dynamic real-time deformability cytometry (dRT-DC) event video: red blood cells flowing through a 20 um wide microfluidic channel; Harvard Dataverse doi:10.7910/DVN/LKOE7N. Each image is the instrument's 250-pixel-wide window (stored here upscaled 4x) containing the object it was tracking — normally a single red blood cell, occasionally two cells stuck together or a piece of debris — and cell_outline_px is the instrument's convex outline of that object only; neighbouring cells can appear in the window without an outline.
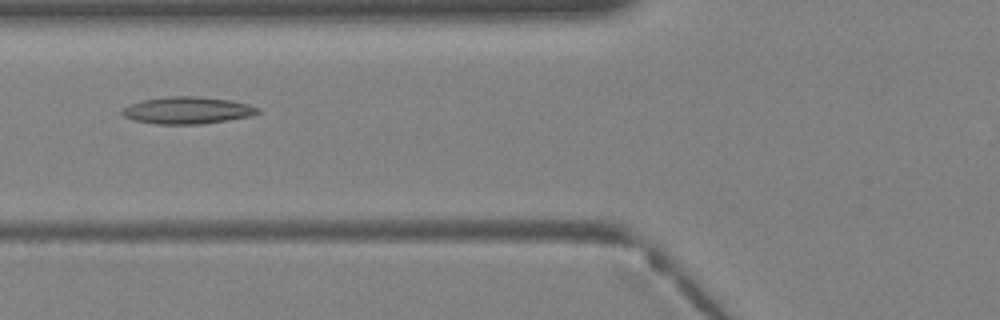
{"species": "Egyptian fruit bat (a non-hibernating species)", "species_latin": "Rousettus aegyptiacus", "temperature_condition": "warm", "stored_images_in_passage": 37, "camera_frame_rate_fps": 3000, "um_per_image_px": 0.085, "animal": {"sex": "female"}, "frame": {"image": 1, "passage_image": 13, "time_ms": 4.0, "image_size_px": [1000, 320], "cell_outline_px": [[260, 112], [248, 116], [228, 120], [200, 124], [156, 124], [136, 120], [124, 116], [120, 112], [120, 108], [140, 100], [168, 96], [196, 96], [228, 100], [248, 104], [260, 108]], "centroid_in_image_um": [15.88, 9.37], "position_along_channel_um": 109.9, "area_um2": 21.33}}
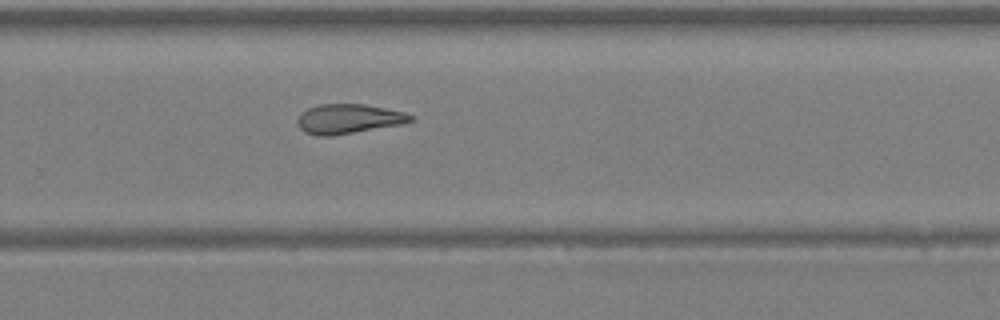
{"frame": {"image": 2, "passage_image": 24, "time_ms": 7.667, "image_size_px": [1000, 320], "cell_outline_px": [[416, 116], [412, 120], [400, 124], [332, 136], [316, 136], [304, 132], [296, 124], [296, 120], [300, 112], [308, 108], [320, 104], [364, 104], [404, 112]], "centroid_in_image_um": [29.56, 10.1], "position_along_channel_um": 300.2, "area_um2": 19.54}}
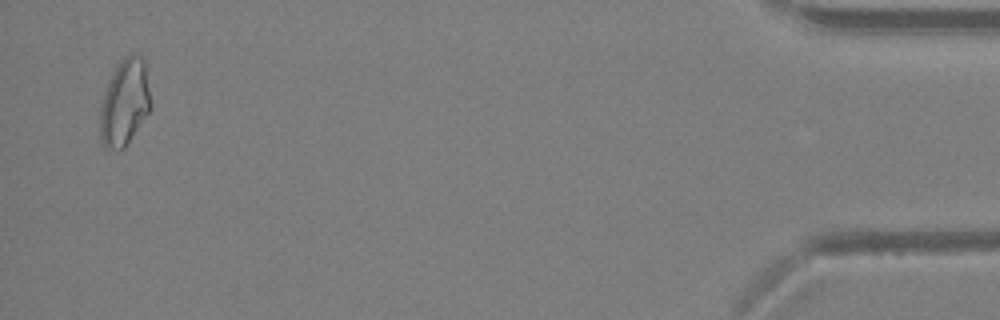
{"frame": {"image": 3, "passage_image": 36, "time_ms": 11.667, "image_size_px": [1000, 320], "cell_outline_px": [[152, 108], [124, 148], [104, 148], [100, 140], [100, 108], [112, 72], [116, 64], [124, 56], [132, 52], [140, 56], [144, 60], [152, 104]], "centroid_in_image_um": [10.61, 8.68], "position_along_channel_um": 424.6, "area_um2": 25.55}}